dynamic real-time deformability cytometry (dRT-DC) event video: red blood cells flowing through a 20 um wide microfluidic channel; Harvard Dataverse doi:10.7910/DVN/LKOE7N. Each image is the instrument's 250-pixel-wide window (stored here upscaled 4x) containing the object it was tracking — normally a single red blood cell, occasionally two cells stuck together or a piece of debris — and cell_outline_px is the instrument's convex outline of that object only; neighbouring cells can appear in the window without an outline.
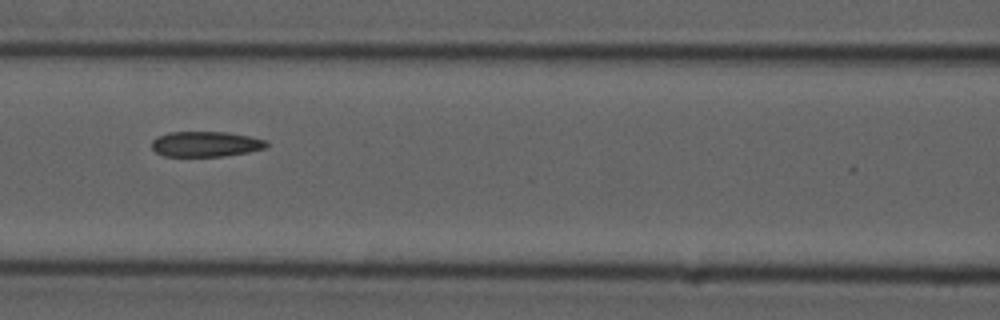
{"species": "common noctule bat (a hibernating species)", "species_latin": "Nyctalus noctula", "temperature_condition": "cold", "stored_images_in_passage": 10, "camera_frame_rate_fps": 3000, "um_per_image_px": 0.085, "animal": {"sex": "male", "forearm_length_mm": 52.5}, "frame": {"image": 1, "passage_image": 5, "time_ms": 5.667, "image_size_px": [1000, 320], "cell_outline_px": [[268, 144], [264, 148], [248, 152], [224, 156], [164, 156], [156, 152], [152, 148], [152, 140], [156, 136], [168, 132], [228, 132], [268, 140]], "centroid_in_image_um": [17.47, 12.24], "position_along_channel_um": 149.1, "area_um2": 16.99}}
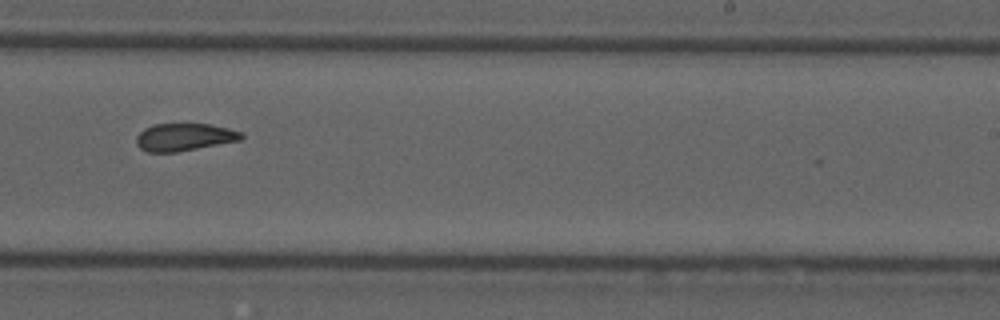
{"frame": {"image": 2, "passage_image": 8, "time_ms": 9.0, "image_size_px": [1000, 320], "cell_outline_px": [[244, 136], [240, 140], [176, 152], [148, 152], [140, 148], [136, 144], [136, 136], [144, 128], [152, 124], [212, 124], [244, 132]], "centroid_in_image_um": [15.66, 11.64], "position_along_channel_um": 273.3, "area_um2": 16.88}}
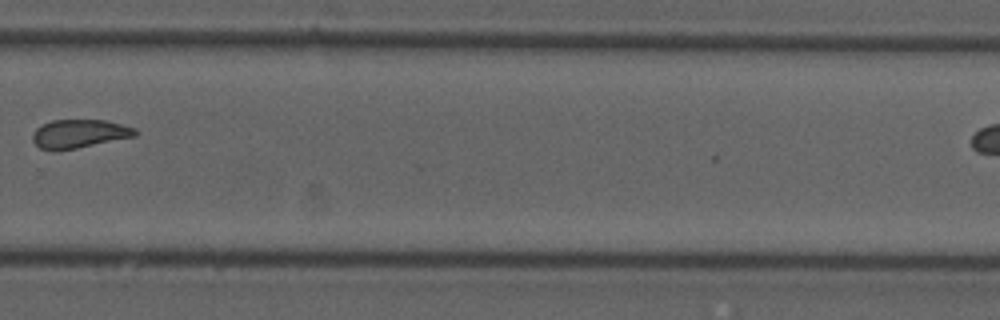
{"frame": {"image": 3, "passage_image": 9, "time_ms": 10.333, "image_size_px": [1000, 320], "cell_outline_px": [[136, 136], [56, 152], [52, 152], [40, 148], [32, 140], [32, 136], [36, 128], [52, 120], [104, 120], [136, 128]], "centroid_in_image_um": [6.7, 11.38], "position_along_channel_um": 323.1, "area_um2": 17.05}}